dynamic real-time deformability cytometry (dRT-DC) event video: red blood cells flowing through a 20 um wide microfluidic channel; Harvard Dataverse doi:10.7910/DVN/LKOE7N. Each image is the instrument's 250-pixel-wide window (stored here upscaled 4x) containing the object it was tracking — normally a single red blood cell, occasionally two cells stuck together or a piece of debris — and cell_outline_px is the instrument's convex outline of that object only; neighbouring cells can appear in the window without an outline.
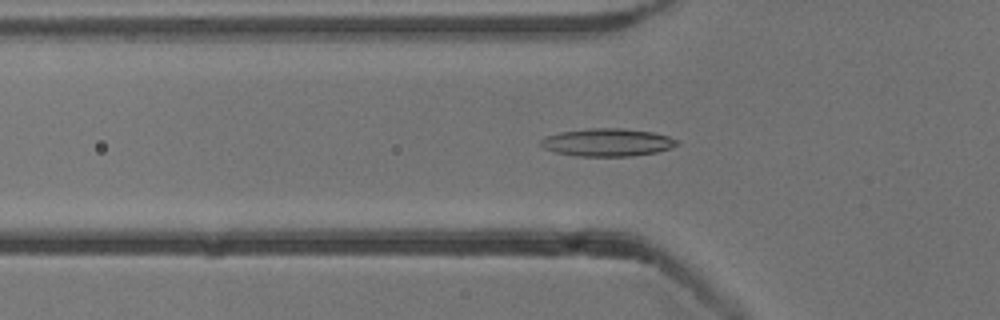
{"species": "common noctule bat (a hibernating species)", "species_latin": "Nyctalus noctula", "temperature_condition": "cold", "stored_images_in_passage": 41, "camera_frame_rate_fps": 3000, "um_per_image_px": 0.085, "animal": {"sex": "male", "body_mass_g": 13.3}, "frame": {"image": 1, "passage_image": 5, "time_ms": 1.333, "image_size_px": [1000, 320], "cell_outline_px": [[680, 144], [672, 148], [656, 152], [632, 156], [576, 156], [556, 152], [544, 148], [540, 144], [540, 140], [548, 136], [560, 132], [588, 128], [620, 128], [652, 132], [668, 136], [676, 140]], "centroid_in_image_um": [51.64, 12.1], "position_along_channel_um": 74.2, "area_um2": 21.96}}
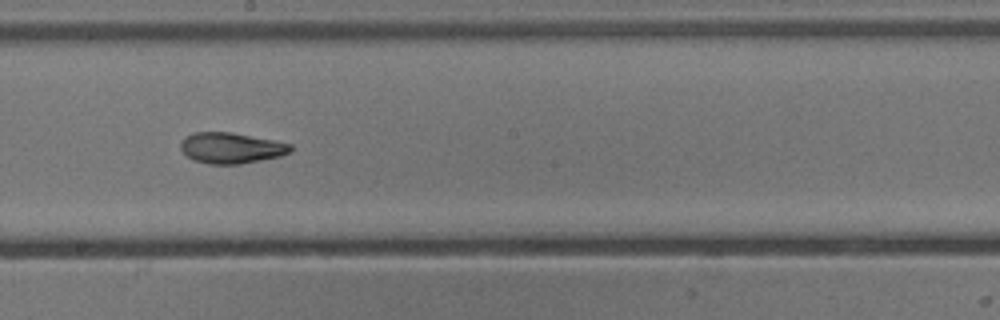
{"frame": {"image": 2, "passage_image": 17, "time_ms": 5.333, "image_size_px": [1000, 320], "cell_outline_px": [[292, 152], [280, 156], [240, 164], [208, 164], [192, 160], [180, 148], [180, 144], [184, 136], [196, 132], [232, 132], [292, 144]], "centroid_in_image_um": [19.64, 12.58], "position_along_channel_um": 228.6, "area_um2": 19.77}}
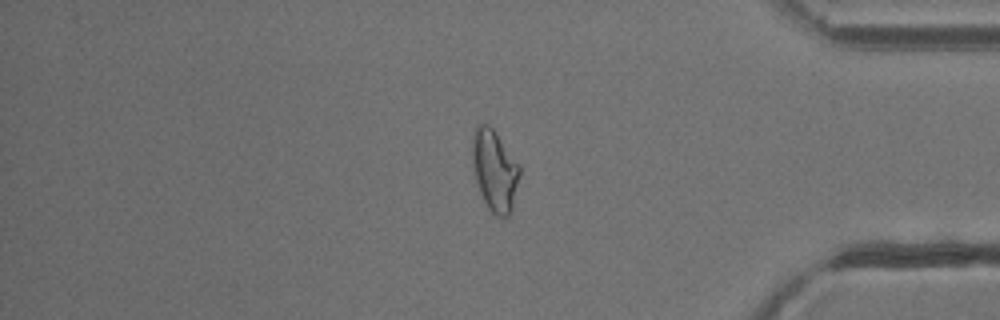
{"frame": {"image": 3, "passage_image": 32, "time_ms": 10.333, "image_size_px": [1000, 320], "cell_outline_px": [[520, 172], [512, 208], [508, 216], [504, 220], [496, 216], [488, 208], [480, 192], [476, 180], [472, 164], [472, 140], [476, 124], [488, 124], [492, 128], [520, 164]], "centroid_in_image_um": [42.04, 14.5], "position_along_channel_um": 393.2, "area_um2": 22.43}, "authors_computed_cell_mechanics": {"area_um2": 20.1722, "velocity_mm_per_s": 3.8252, "shape_relaxation_time_tau1_ms": null, "shape_relaxation_time_tau2_ms": 3.1442, "deformation_change_tau1": null, "deformation_change_tau2": 0.1068}}